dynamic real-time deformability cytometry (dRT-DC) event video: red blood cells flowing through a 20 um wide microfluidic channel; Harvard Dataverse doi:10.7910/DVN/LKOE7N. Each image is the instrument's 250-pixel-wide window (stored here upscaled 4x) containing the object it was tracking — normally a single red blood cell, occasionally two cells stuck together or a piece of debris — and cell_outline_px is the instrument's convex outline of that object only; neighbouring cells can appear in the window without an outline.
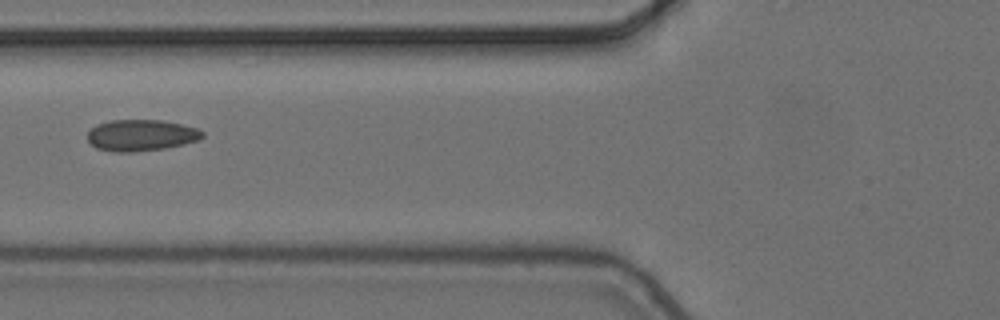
{"species": "common noctule bat (a hibernating species)", "species_latin": "Nyctalus noctula", "temperature_condition": "cold", "stored_images_in_passage": 9, "camera_frame_rate_fps": 3000, "um_per_image_px": 0.085, "animal": {"sex": "female", "body_mass_g": 24.6, "forearm_length_mm": 56.2}, "frame": {"image": 1, "passage_image": 6, "time_ms": 1.667, "image_size_px": [1000, 320], "cell_outline_px": [[204, 136], [196, 140], [184, 144], [164, 148], [132, 152], [120, 152], [96, 148], [88, 140], [88, 132], [96, 124], [112, 120], [160, 120], [180, 124], [196, 128], [204, 132]], "centroid_in_image_um": [11.98, 11.49], "position_along_channel_um": 113.8, "area_um2": 20.75}}
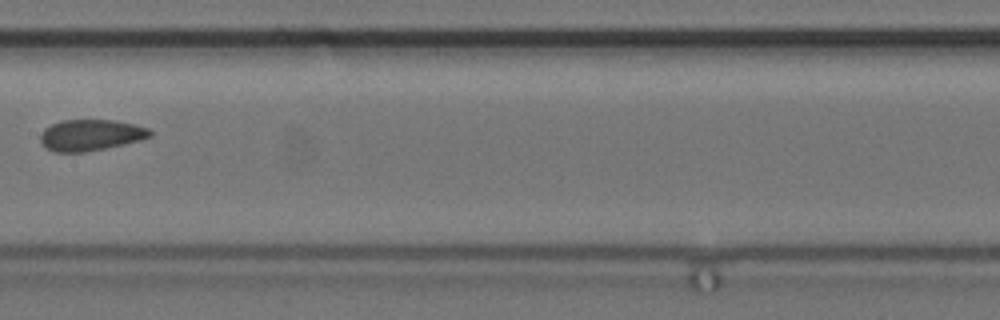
{"frame": {"image": 2, "passage_image": 8, "time_ms": 2.333, "image_size_px": [1000, 320], "cell_outline_px": [[152, 136], [140, 140], [104, 148], [84, 152], [56, 152], [48, 148], [40, 140], [40, 136], [44, 128], [60, 120], [116, 120], [148, 128], [152, 132]], "centroid_in_image_um": [7.7, 11.47], "position_along_channel_um": 199.7, "area_um2": 19.71}}
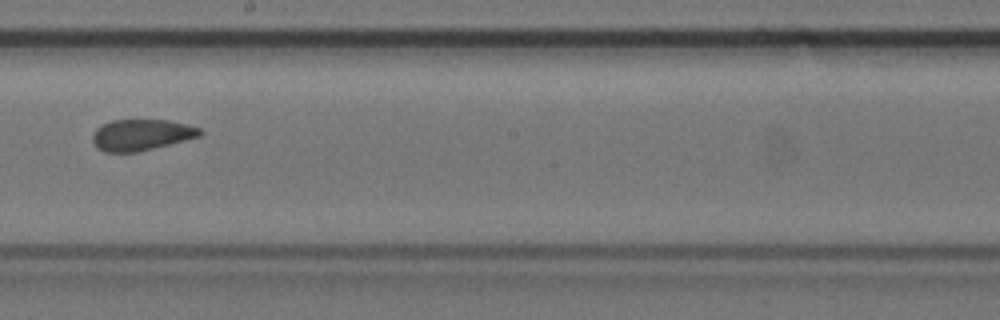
{"frame": {"image": 3, "passage_image": 9, "time_ms": 2.667, "image_size_px": [1000, 320], "cell_outline_px": [[204, 132], [200, 136], [136, 152], [104, 152], [96, 148], [92, 140], [92, 136], [96, 128], [100, 124], [112, 120], [168, 120], [200, 128]], "centroid_in_image_um": [11.96, 11.46], "position_along_channel_um": 236.2, "area_um2": 19.42}}